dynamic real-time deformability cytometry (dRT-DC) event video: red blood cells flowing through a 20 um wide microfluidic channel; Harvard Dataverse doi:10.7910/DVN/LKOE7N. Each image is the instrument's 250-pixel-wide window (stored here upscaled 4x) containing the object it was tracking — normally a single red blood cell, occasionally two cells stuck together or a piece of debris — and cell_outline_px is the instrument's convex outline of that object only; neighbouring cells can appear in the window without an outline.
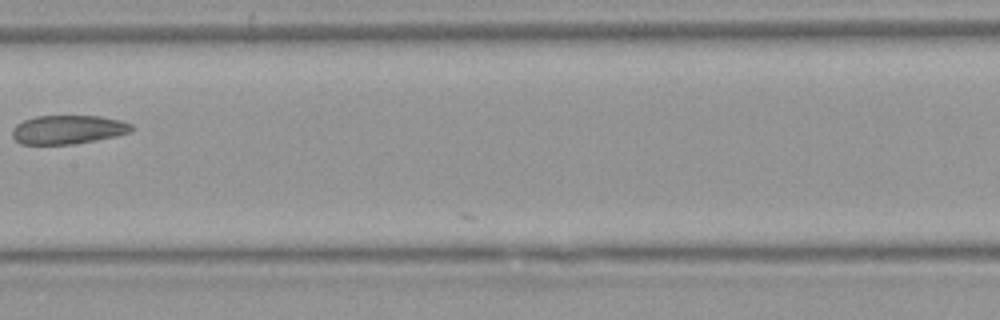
{"species": "Egyptian fruit bat (a non-hibernating species)", "species_latin": "Rousettus aegyptiacus", "temperature_condition": "warm", "stored_images_in_passage": 5, "camera_frame_rate_fps": 3000, "um_per_image_px": 0.085, "animal": {"sex": "female"}, "frame": {"image": 1, "passage_image": 5, "time_ms": 4.667, "image_size_px": [1000, 320], "cell_outline_px": [[132, 132], [116, 136], [96, 140], [72, 144], [20, 144], [12, 136], [12, 128], [16, 124], [24, 120], [36, 116], [100, 116], [120, 120], [132, 124]], "centroid_in_image_um": [5.78, 11.01], "position_along_channel_um": 201.6, "area_um2": 20.06}}